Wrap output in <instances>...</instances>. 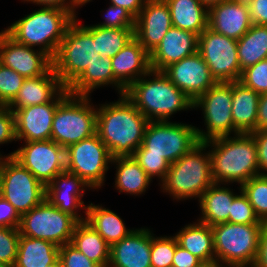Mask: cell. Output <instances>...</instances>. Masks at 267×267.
<instances>
[{
  "label": "cell",
  "instance_id": "1",
  "mask_svg": "<svg viewBox=\"0 0 267 267\" xmlns=\"http://www.w3.org/2000/svg\"><path fill=\"white\" fill-rule=\"evenodd\" d=\"M118 101L97 106L96 133L112 158L132 156L142 144L149 120L123 94Z\"/></svg>",
  "mask_w": 267,
  "mask_h": 267
},
{
  "label": "cell",
  "instance_id": "2",
  "mask_svg": "<svg viewBox=\"0 0 267 267\" xmlns=\"http://www.w3.org/2000/svg\"><path fill=\"white\" fill-rule=\"evenodd\" d=\"M209 148L216 184L246 183L259 175L257 146L251 133L222 136L204 142Z\"/></svg>",
  "mask_w": 267,
  "mask_h": 267
},
{
  "label": "cell",
  "instance_id": "3",
  "mask_svg": "<svg viewBox=\"0 0 267 267\" xmlns=\"http://www.w3.org/2000/svg\"><path fill=\"white\" fill-rule=\"evenodd\" d=\"M124 95L149 121H169L174 113L194 109V102L162 71L150 70L133 82Z\"/></svg>",
  "mask_w": 267,
  "mask_h": 267
},
{
  "label": "cell",
  "instance_id": "4",
  "mask_svg": "<svg viewBox=\"0 0 267 267\" xmlns=\"http://www.w3.org/2000/svg\"><path fill=\"white\" fill-rule=\"evenodd\" d=\"M76 10L41 7L15 21L4 31L17 43L29 47L38 46L52 59L70 23L77 17Z\"/></svg>",
  "mask_w": 267,
  "mask_h": 267
},
{
  "label": "cell",
  "instance_id": "5",
  "mask_svg": "<svg viewBox=\"0 0 267 267\" xmlns=\"http://www.w3.org/2000/svg\"><path fill=\"white\" fill-rule=\"evenodd\" d=\"M207 148L204 142H199L186 155L170 164L168 172L160 182L162 192L168 193L177 201L199 199L215 183Z\"/></svg>",
  "mask_w": 267,
  "mask_h": 267
},
{
  "label": "cell",
  "instance_id": "6",
  "mask_svg": "<svg viewBox=\"0 0 267 267\" xmlns=\"http://www.w3.org/2000/svg\"><path fill=\"white\" fill-rule=\"evenodd\" d=\"M93 25H82L76 17L68 26L53 60V69L68 88L93 62L98 60Z\"/></svg>",
  "mask_w": 267,
  "mask_h": 267
},
{
  "label": "cell",
  "instance_id": "7",
  "mask_svg": "<svg viewBox=\"0 0 267 267\" xmlns=\"http://www.w3.org/2000/svg\"><path fill=\"white\" fill-rule=\"evenodd\" d=\"M215 265L252 267L258 252L262 224L220 223L211 226Z\"/></svg>",
  "mask_w": 267,
  "mask_h": 267
},
{
  "label": "cell",
  "instance_id": "8",
  "mask_svg": "<svg viewBox=\"0 0 267 267\" xmlns=\"http://www.w3.org/2000/svg\"><path fill=\"white\" fill-rule=\"evenodd\" d=\"M97 107L90 96L69 94L56 108L51 140L63 148L96 134Z\"/></svg>",
  "mask_w": 267,
  "mask_h": 267
},
{
  "label": "cell",
  "instance_id": "9",
  "mask_svg": "<svg viewBox=\"0 0 267 267\" xmlns=\"http://www.w3.org/2000/svg\"><path fill=\"white\" fill-rule=\"evenodd\" d=\"M199 143L196 127L171 121H149L142 144L135 151L163 156L170 164Z\"/></svg>",
  "mask_w": 267,
  "mask_h": 267
},
{
  "label": "cell",
  "instance_id": "10",
  "mask_svg": "<svg viewBox=\"0 0 267 267\" xmlns=\"http://www.w3.org/2000/svg\"><path fill=\"white\" fill-rule=\"evenodd\" d=\"M232 95L233 82H217L194 101L193 108L203 111L206 125V132L196 127L199 142L234 135Z\"/></svg>",
  "mask_w": 267,
  "mask_h": 267
},
{
  "label": "cell",
  "instance_id": "11",
  "mask_svg": "<svg viewBox=\"0 0 267 267\" xmlns=\"http://www.w3.org/2000/svg\"><path fill=\"white\" fill-rule=\"evenodd\" d=\"M78 221L54 207L47 199L21 215L20 235L54 243L58 247L68 244Z\"/></svg>",
  "mask_w": 267,
  "mask_h": 267
},
{
  "label": "cell",
  "instance_id": "12",
  "mask_svg": "<svg viewBox=\"0 0 267 267\" xmlns=\"http://www.w3.org/2000/svg\"><path fill=\"white\" fill-rule=\"evenodd\" d=\"M65 157L66 171L82 178L91 190L104 185L112 157L97 133L68 146Z\"/></svg>",
  "mask_w": 267,
  "mask_h": 267
},
{
  "label": "cell",
  "instance_id": "13",
  "mask_svg": "<svg viewBox=\"0 0 267 267\" xmlns=\"http://www.w3.org/2000/svg\"><path fill=\"white\" fill-rule=\"evenodd\" d=\"M2 194L20 215L38 206L46 187L13 156H2Z\"/></svg>",
  "mask_w": 267,
  "mask_h": 267
},
{
  "label": "cell",
  "instance_id": "14",
  "mask_svg": "<svg viewBox=\"0 0 267 267\" xmlns=\"http://www.w3.org/2000/svg\"><path fill=\"white\" fill-rule=\"evenodd\" d=\"M198 52L207 63L216 82H236L242 71L239 67L237 40L206 28L198 36Z\"/></svg>",
  "mask_w": 267,
  "mask_h": 267
},
{
  "label": "cell",
  "instance_id": "15",
  "mask_svg": "<svg viewBox=\"0 0 267 267\" xmlns=\"http://www.w3.org/2000/svg\"><path fill=\"white\" fill-rule=\"evenodd\" d=\"M24 143L6 156H13L45 187L55 176L66 170L65 148L53 140Z\"/></svg>",
  "mask_w": 267,
  "mask_h": 267
},
{
  "label": "cell",
  "instance_id": "16",
  "mask_svg": "<svg viewBox=\"0 0 267 267\" xmlns=\"http://www.w3.org/2000/svg\"><path fill=\"white\" fill-rule=\"evenodd\" d=\"M0 63L25 78L44 75L53 67L48 54L17 43L4 30L0 32Z\"/></svg>",
  "mask_w": 267,
  "mask_h": 267
},
{
  "label": "cell",
  "instance_id": "17",
  "mask_svg": "<svg viewBox=\"0 0 267 267\" xmlns=\"http://www.w3.org/2000/svg\"><path fill=\"white\" fill-rule=\"evenodd\" d=\"M162 72L193 102L217 83L198 51L169 65Z\"/></svg>",
  "mask_w": 267,
  "mask_h": 267
},
{
  "label": "cell",
  "instance_id": "18",
  "mask_svg": "<svg viewBox=\"0 0 267 267\" xmlns=\"http://www.w3.org/2000/svg\"><path fill=\"white\" fill-rule=\"evenodd\" d=\"M69 94L52 67L44 75L26 78L16 97L7 106L15 113L24 107L62 102Z\"/></svg>",
  "mask_w": 267,
  "mask_h": 267
},
{
  "label": "cell",
  "instance_id": "19",
  "mask_svg": "<svg viewBox=\"0 0 267 267\" xmlns=\"http://www.w3.org/2000/svg\"><path fill=\"white\" fill-rule=\"evenodd\" d=\"M173 27L165 0H146L135 21L134 38L150 54Z\"/></svg>",
  "mask_w": 267,
  "mask_h": 267
},
{
  "label": "cell",
  "instance_id": "20",
  "mask_svg": "<svg viewBox=\"0 0 267 267\" xmlns=\"http://www.w3.org/2000/svg\"><path fill=\"white\" fill-rule=\"evenodd\" d=\"M91 187L78 175L63 171L53 178L46 186L45 199L60 211L74 217L78 222L86 221V209L82 197L85 189ZM85 209V216H81L78 210Z\"/></svg>",
  "mask_w": 267,
  "mask_h": 267
},
{
  "label": "cell",
  "instance_id": "21",
  "mask_svg": "<svg viewBox=\"0 0 267 267\" xmlns=\"http://www.w3.org/2000/svg\"><path fill=\"white\" fill-rule=\"evenodd\" d=\"M114 87L119 95L151 69L150 54L133 38L118 54L112 57Z\"/></svg>",
  "mask_w": 267,
  "mask_h": 267
},
{
  "label": "cell",
  "instance_id": "22",
  "mask_svg": "<svg viewBox=\"0 0 267 267\" xmlns=\"http://www.w3.org/2000/svg\"><path fill=\"white\" fill-rule=\"evenodd\" d=\"M252 26L246 0H227L208 9V28L239 40Z\"/></svg>",
  "mask_w": 267,
  "mask_h": 267
},
{
  "label": "cell",
  "instance_id": "23",
  "mask_svg": "<svg viewBox=\"0 0 267 267\" xmlns=\"http://www.w3.org/2000/svg\"><path fill=\"white\" fill-rule=\"evenodd\" d=\"M61 102H49L17 110L15 115L16 141L51 140L52 122Z\"/></svg>",
  "mask_w": 267,
  "mask_h": 267
},
{
  "label": "cell",
  "instance_id": "24",
  "mask_svg": "<svg viewBox=\"0 0 267 267\" xmlns=\"http://www.w3.org/2000/svg\"><path fill=\"white\" fill-rule=\"evenodd\" d=\"M198 51V35L194 32L171 27L158 46L150 53L152 70L163 71Z\"/></svg>",
  "mask_w": 267,
  "mask_h": 267
},
{
  "label": "cell",
  "instance_id": "25",
  "mask_svg": "<svg viewBox=\"0 0 267 267\" xmlns=\"http://www.w3.org/2000/svg\"><path fill=\"white\" fill-rule=\"evenodd\" d=\"M150 251L151 230L136 228L110 246L108 267H152Z\"/></svg>",
  "mask_w": 267,
  "mask_h": 267
},
{
  "label": "cell",
  "instance_id": "26",
  "mask_svg": "<svg viewBox=\"0 0 267 267\" xmlns=\"http://www.w3.org/2000/svg\"><path fill=\"white\" fill-rule=\"evenodd\" d=\"M178 245L198 257L206 266H215V249L212 228L196 221L185 225L174 235Z\"/></svg>",
  "mask_w": 267,
  "mask_h": 267
},
{
  "label": "cell",
  "instance_id": "27",
  "mask_svg": "<svg viewBox=\"0 0 267 267\" xmlns=\"http://www.w3.org/2000/svg\"><path fill=\"white\" fill-rule=\"evenodd\" d=\"M260 94L245 87L241 82H233L232 118L234 135L256 131L257 111Z\"/></svg>",
  "mask_w": 267,
  "mask_h": 267
},
{
  "label": "cell",
  "instance_id": "28",
  "mask_svg": "<svg viewBox=\"0 0 267 267\" xmlns=\"http://www.w3.org/2000/svg\"><path fill=\"white\" fill-rule=\"evenodd\" d=\"M222 184H212L198 200L201 216L197 221L208 224L210 227L226 223L231 212V204L237 195L230 187Z\"/></svg>",
  "mask_w": 267,
  "mask_h": 267
},
{
  "label": "cell",
  "instance_id": "29",
  "mask_svg": "<svg viewBox=\"0 0 267 267\" xmlns=\"http://www.w3.org/2000/svg\"><path fill=\"white\" fill-rule=\"evenodd\" d=\"M59 249L50 241L20 235L13 267H46L59 260Z\"/></svg>",
  "mask_w": 267,
  "mask_h": 267
},
{
  "label": "cell",
  "instance_id": "30",
  "mask_svg": "<svg viewBox=\"0 0 267 267\" xmlns=\"http://www.w3.org/2000/svg\"><path fill=\"white\" fill-rule=\"evenodd\" d=\"M111 164L115 165V188L119 193L139 196L146 192L152 179L133 156L114 157Z\"/></svg>",
  "mask_w": 267,
  "mask_h": 267
},
{
  "label": "cell",
  "instance_id": "31",
  "mask_svg": "<svg viewBox=\"0 0 267 267\" xmlns=\"http://www.w3.org/2000/svg\"><path fill=\"white\" fill-rule=\"evenodd\" d=\"M86 222L111 246L129 235L133 229H128L123 219L112 210L90 203L86 209Z\"/></svg>",
  "mask_w": 267,
  "mask_h": 267
},
{
  "label": "cell",
  "instance_id": "32",
  "mask_svg": "<svg viewBox=\"0 0 267 267\" xmlns=\"http://www.w3.org/2000/svg\"><path fill=\"white\" fill-rule=\"evenodd\" d=\"M172 26L194 32L198 36L208 27V9L199 0H165Z\"/></svg>",
  "mask_w": 267,
  "mask_h": 267
},
{
  "label": "cell",
  "instance_id": "33",
  "mask_svg": "<svg viewBox=\"0 0 267 267\" xmlns=\"http://www.w3.org/2000/svg\"><path fill=\"white\" fill-rule=\"evenodd\" d=\"M70 244L100 267H108L110 245L86 221L77 223Z\"/></svg>",
  "mask_w": 267,
  "mask_h": 267
},
{
  "label": "cell",
  "instance_id": "34",
  "mask_svg": "<svg viewBox=\"0 0 267 267\" xmlns=\"http://www.w3.org/2000/svg\"><path fill=\"white\" fill-rule=\"evenodd\" d=\"M111 61L112 57L98 58L67 88L68 92L75 96H90L94 89L114 87Z\"/></svg>",
  "mask_w": 267,
  "mask_h": 267
},
{
  "label": "cell",
  "instance_id": "35",
  "mask_svg": "<svg viewBox=\"0 0 267 267\" xmlns=\"http://www.w3.org/2000/svg\"><path fill=\"white\" fill-rule=\"evenodd\" d=\"M237 52L241 71L267 59V26L252 24L237 40Z\"/></svg>",
  "mask_w": 267,
  "mask_h": 267
},
{
  "label": "cell",
  "instance_id": "36",
  "mask_svg": "<svg viewBox=\"0 0 267 267\" xmlns=\"http://www.w3.org/2000/svg\"><path fill=\"white\" fill-rule=\"evenodd\" d=\"M134 38V29H118L93 25V41L100 57H114Z\"/></svg>",
  "mask_w": 267,
  "mask_h": 267
},
{
  "label": "cell",
  "instance_id": "37",
  "mask_svg": "<svg viewBox=\"0 0 267 267\" xmlns=\"http://www.w3.org/2000/svg\"><path fill=\"white\" fill-rule=\"evenodd\" d=\"M240 187L259 220L267 222V176L252 177Z\"/></svg>",
  "mask_w": 267,
  "mask_h": 267
},
{
  "label": "cell",
  "instance_id": "38",
  "mask_svg": "<svg viewBox=\"0 0 267 267\" xmlns=\"http://www.w3.org/2000/svg\"><path fill=\"white\" fill-rule=\"evenodd\" d=\"M175 249V236L155 237L151 231L150 260L152 267H172Z\"/></svg>",
  "mask_w": 267,
  "mask_h": 267
},
{
  "label": "cell",
  "instance_id": "39",
  "mask_svg": "<svg viewBox=\"0 0 267 267\" xmlns=\"http://www.w3.org/2000/svg\"><path fill=\"white\" fill-rule=\"evenodd\" d=\"M239 191V194L232 201L231 212L227 222L235 224H263L257 217L241 187H239Z\"/></svg>",
  "mask_w": 267,
  "mask_h": 267
},
{
  "label": "cell",
  "instance_id": "40",
  "mask_svg": "<svg viewBox=\"0 0 267 267\" xmlns=\"http://www.w3.org/2000/svg\"><path fill=\"white\" fill-rule=\"evenodd\" d=\"M25 79L0 63V105H8L16 97Z\"/></svg>",
  "mask_w": 267,
  "mask_h": 267
},
{
  "label": "cell",
  "instance_id": "41",
  "mask_svg": "<svg viewBox=\"0 0 267 267\" xmlns=\"http://www.w3.org/2000/svg\"><path fill=\"white\" fill-rule=\"evenodd\" d=\"M239 82L260 95L267 93V59L244 69Z\"/></svg>",
  "mask_w": 267,
  "mask_h": 267
},
{
  "label": "cell",
  "instance_id": "42",
  "mask_svg": "<svg viewBox=\"0 0 267 267\" xmlns=\"http://www.w3.org/2000/svg\"><path fill=\"white\" fill-rule=\"evenodd\" d=\"M19 228L0 227V262L13 267L17 258Z\"/></svg>",
  "mask_w": 267,
  "mask_h": 267
},
{
  "label": "cell",
  "instance_id": "43",
  "mask_svg": "<svg viewBox=\"0 0 267 267\" xmlns=\"http://www.w3.org/2000/svg\"><path fill=\"white\" fill-rule=\"evenodd\" d=\"M132 156L151 179L157 177L160 182L170 168L163 156L147 155V151H134Z\"/></svg>",
  "mask_w": 267,
  "mask_h": 267
},
{
  "label": "cell",
  "instance_id": "44",
  "mask_svg": "<svg viewBox=\"0 0 267 267\" xmlns=\"http://www.w3.org/2000/svg\"><path fill=\"white\" fill-rule=\"evenodd\" d=\"M105 21L95 26L118 29H134L136 18L126 9L110 4L104 16Z\"/></svg>",
  "mask_w": 267,
  "mask_h": 267
},
{
  "label": "cell",
  "instance_id": "45",
  "mask_svg": "<svg viewBox=\"0 0 267 267\" xmlns=\"http://www.w3.org/2000/svg\"><path fill=\"white\" fill-rule=\"evenodd\" d=\"M59 262L61 267H100L70 243L60 247Z\"/></svg>",
  "mask_w": 267,
  "mask_h": 267
},
{
  "label": "cell",
  "instance_id": "46",
  "mask_svg": "<svg viewBox=\"0 0 267 267\" xmlns=\"http://www.w3.org/2000/svg\"><path fill=\"white\" fill-rule=\"evenodd\" d=\"M13 141L16 142L15 115L7 105H0V145Z\"/></svg>",
  "mask_w": 267,
  "mask_h": 267
},
{
  "label": "cell",
  "instance_id": "47",
  "mask_svg": "<svg viewBox=\"0 0 267 267\" xmlns=\"http://www.w3.org/2000/svg\"><path fill=\"white\" fill-rule=\"evenodd\" d=\"M21 215L4 197L0 196V227L19 228Z\"/></svg>",
  "mask_w": 267,
  "mask_h": 267
},
{
  "label": "cell",
  "instance_id": "48",
  "mask_svg": "<svg viewBox=\"0 0 267 267\" xmlns=\"http://www.w3.org/2000/svg\"><path fill=\"white\" fill-rule=\"evenodd\" d=\"M257 146L259 175L267 176V130L251 133Z\"/></svg>",
  "mask_w": 267,
  "mask_h": 267
},
{
  "label": "cell",
  "instance_id": "49",
  "mask_svg": "<svg viewBox=\"0 0 267 267\" xmlns=\"http://www.w3.org/2000/svg\"><path fill=\"white\" fill-rule=\"evenodd\" d=\"M172 267H207L198 257L178 245L172 260Z\"/></svg>",
  "mask_w": 267,
  "mask_h": 267
},
{
  "label": "cell",
  "instance_id": "50",
  "mask_svg": "<svg viewBox=\"0 0 267 267\" xmlns=\"http://www.w3.org/2000/svg\"><path fill=\"white\" fill-rule=\"evenodd\" d=\"M252 24L267 26V0H246Z\"/></svg>",
  "mask_w": 267,
  "mask_h": 267
},
{
  "label": "cell",
  "instance_id": "51",
  "mask_svg": "<svg viewBox=\"0 0 267 267\" xmlns=\"http://www.w3.org/2000/svg\"><path fill=\"white\" fill-rule=\"evenodd\" d=\"M252 267H267V222L262 224L258 252Z\"/></svg>",
  "mask_w": 267,
  "mask_h": 267
},
{
  "label": "cell",
  "instance_id": "52",
  "mask_svg": "<svg viewBox=\"0 0 267 267\" xmlns=\"http://www.w3.org/2000/svg\"><path fill=\"white\" fill-rule=\"evenodd\" d=\"M24 3L31 2L43 8H54L63 10H76V0H22Z\"/></svg>",
  "mask_w": 267,
  "mask_h": 267
},
{
  "label": "cell",
  "instance_id": "53",
  "mask_svg": "<svg viewBox=\"0 0 267 267\" xmlns=\"http://www.w3.org/2000/svg\"><path fill=\"white\" fill-rule=\"evenodd\" d=\"M145 2L146 0H110V4L126 9L135 18L138 17Z\"/></svg>",
  "mask_w": 267,
  "mask_h": 267
},
{
  "label": "cell",
  "instance_id": "54",
  "mask_svg": "<svg viewBox=\"0 0 267 267\" xmlns=\"http://www.w3.org/2000/svg\"><path fill=\"white\" fill-rule=\"evenodd\" d=\"M267 130V93L260 95L256 131Z\"/></svg>",
  "mask_w": 267,
  "mask_h": 267
},
{
  "label": "cell",
  "instance_id": "55",
  "mask_svg": "<svg viewBox=\"0 0 267 267\" xmlns=\"http://www.w3.org/2000/svg\"><path fill=\"white\" fill-rule=\"evenodd\" d=\"M199 1L203 6H205L207 9H209L212 6L217 5V4L222 3L224 1H227V0H199Z\"/></svg>",
  "mask_w": 267,
  "mask_h": 267
},
{
  "label": "cell",
  "instance_id": "56",
  "mask_svg": "<svg viewBox=\"0 0 267 267\" xmlns=\"http://www.w3.org/2000/svg\"><path fill=\"white\" fill-rule=\"evenodd\" d=\"M3 175H2V157H0V196L2 194Z\"/></svg>",
  "mask_w": 267,
  "mask_h": 267
},
{
  "label": "cell",
  "instance_id": "57",
  "mask_svg": "<svg viewBox=\"0 0 267 267\" xmlns=\"http://www.w3.org/2000/svg\"><path fill=\"white\" fill-rule=\"evenodd\" d=\"M92 0H76V8L78 9L80 6L82 7L86 3H89Z\"/></svg>",
  "mask_w": 267,
  "mask_h": 267
},
{
  "label": "cell",
  "instance_id": "58",
  "mask_svg": "<svg viewBox=\"0 0 267 267\" xmlns=\"http://www.w3.org/2000/svg\"><path fill=\"white\" fill-rule=\"evenodd\" d=\"M46 267H61L59 260L54 265H48Z\"/></svg>",
  "mask_w": 267,
  "mask_h": 267
},
{
  "label": "cell",
  "instance_id": "59",
  "mask_svg": "<svg viewBox=\"0 0 267 267\" xmlns=\"http://www.w3.org/2000/svg\"><path fill=\"white\" fill-rule=\"evenodd\" d=\"M0 267H9V266H7V265H5L4 263H1V262H0Z\"/></svg>",
  "mask_w": 267,
  "mask_h": 267
}]
</instances>
